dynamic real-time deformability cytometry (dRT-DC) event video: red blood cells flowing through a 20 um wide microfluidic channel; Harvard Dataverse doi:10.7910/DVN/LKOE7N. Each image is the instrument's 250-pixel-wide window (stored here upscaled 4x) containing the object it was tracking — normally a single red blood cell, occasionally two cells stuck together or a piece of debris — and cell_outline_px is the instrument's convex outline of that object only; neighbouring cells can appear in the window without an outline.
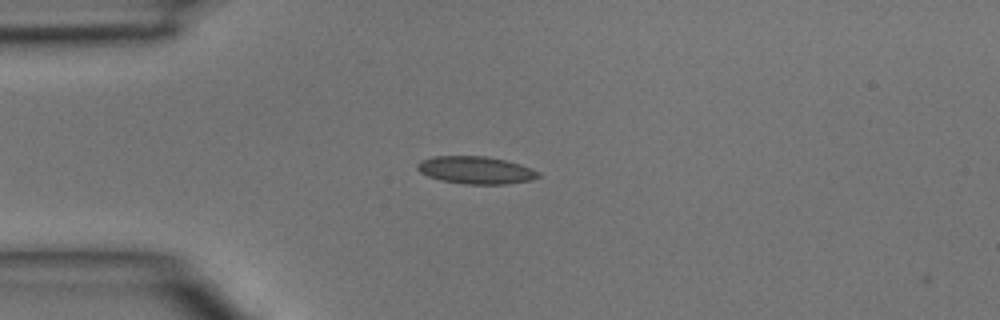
{"species": "common noctule bat (a hibernating species)", "species_latin": "Nyctalus noctula", "temperature_condition": "room temperature", "stored_images_in_passage": 3, "camera_frame_rate_fps": 3000, "um_per_image_px": 0.085, "animal": {"sex": "male", "body_mass_g": 15.6}, "frame": {"image": 1, "passage_image": 1, "time_ms": 0.0, "image_size_px": [1000, 320], "cell_outline_px": [[540, 176], [532, 180], [504, 184], [464, 184], [440, 180], [428, 176], [420, 172], [416, 168], [416, 164], [420, 160], [432, 156], [484, 156], [504, 160], [520, 164], [540, 172]], "centroid_in_image_um": [40.41, 14.46], "position_along_channel_um": 44.6, "area_um2": 19.42}}